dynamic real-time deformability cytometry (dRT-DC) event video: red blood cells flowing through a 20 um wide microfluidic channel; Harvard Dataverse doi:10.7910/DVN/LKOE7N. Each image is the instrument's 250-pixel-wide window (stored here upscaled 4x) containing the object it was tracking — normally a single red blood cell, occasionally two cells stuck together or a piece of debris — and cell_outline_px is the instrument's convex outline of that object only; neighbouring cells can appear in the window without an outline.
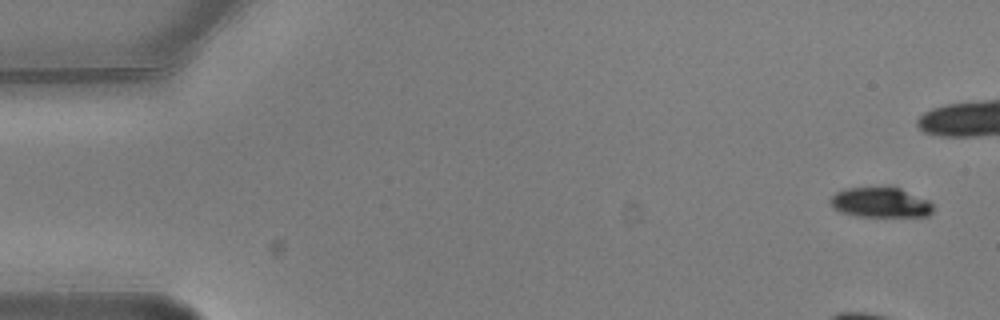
{"species": "common noctule bat (a hibernating species)", "species_latin": "Nyctalus noctula", "temperature_condition": "warm", "stored_images_in_passage": 6, "camera_frame_rate_fps": 3000, "um_per_image_px": 0.085, "animal": {"sex": "male", "body_mass_g": 20.5, "forearm_length_mm": 52.5}, "frame": {"image": 1, "passage_image": 1, "time_ms": 0.0, "image_size_px": [1000, 320], "cell_outline_px": [[932, 212], [928, 216], [856, 216], [840, 212], [832, 208], [828, 200], [836, 192], [844, 188], [888, 184], [900, 188], [928, 200], [932, 204]], "centroid_in_image_um": [74.78, 17.16], "position_along_channel_um": 10.2, "area_um2": 18.67}}